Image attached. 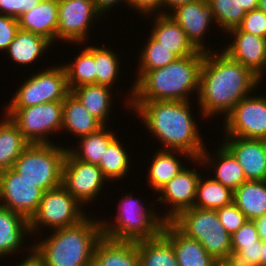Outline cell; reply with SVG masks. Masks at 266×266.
Returning <instances> with one entry per match:
<instances>
[{
	"instance_id": "bcb514c9",
	"label": "cell",
	"mask_w": 266,
	"mask_h": 266,
	"mask_svg": "<svg viewBox=\"0 0 266 266\" xmlns=\"http://www.w3.org/2000/svg\"><path fill=\"white\" fill-rule=\"evenodd\" d=\"M124 2L126 3L127 8L129 7L130 0H93V4L95 5V8L97 12L103 17H105V14L109 12L111 9H113L114 5L117 6V3ZM110 9V10H109Z\"/></svg>"
},
{
	"instance_id": "b9f144b4",
	"label": "cell",
	"mask_w": 266,
	"mask_h": 266,
	"mask_svg": "<svg viewBox=\"0 0 266 266\" xmlns=\"http://www.w3.org/2000/svg\"><path fill=\"white\" fill-rule=\"evenodd\" d=\"M261 242L243 245L233 256L232 262L239 266H261Z\"/></svg>"
},
{
	"instance_id": "ab89813d",
	"label": "cell",
	"mask_w": 266,
	"mask_h": 266,
	"mask_svg": "<svg viewBox=\"0 0 266 266\" xmlns=\"http://www.w3.org/2000/svg\"><path fill=\"white\" fill-rule=\"evenodd\" d=\"M216 213L221 224L230 235L235 233L247 221L245 214L234 203L216 209Z\"/></svg>"
},
{
	"instance_id": "7c38bea8",
	"label": "cell",
	"mask_w": 266,
	"mask_h": 266,
	"mask_svg": "<svg viewBox=\"0 0 266 266\" xmlns=\"http://www.w3.org/2000/svg\"><path fill=\"white\" fill-rule=\"evenodd\" d=\"M107 182L98 165L82 162L67 151L62 185L82 206L96 200Z\"/></svg>"
},
{
	"instance_id": "3957f363",
	"label": "cell",
	"mask_w": 266,
	"mask_h": 266,
	"mask_svg": "<svg viewBox=\"0 0 266 266\" xmlns=\"http://www.w3.org/2000/svg\"><path fill=\"white\" fill-rule=\"evenodd\" d=\"M203 60L204 52L198 50L194 55L177 58L162 68L137 72L125 105L129 107L131 101H190V95L195 91L198 97Z\"/></svg>"
},
{
	"instance_id": "7bdbcfd3",
	"label": "cell",
	"mask_w": 266,
	"mask_h": 266,
	"mask_svg": "<svg viewBox=\"0 0 266 266\" xmlns=\"http://www.w3.org/2000/svg\"><path fill=\"white\" fill-rule=\"evenodd\" d=\"M42 0H0V14L19 18Z\"/></svg>"
},
{
	"instance_id": "f5cc1de1",
	"label": "cell",
	"mask_w": 266,
	"mask_h": 266,
	"mask_svg": "<svg viewBox=\"0 0 266 266\" xmlns=\"http://www.w3.org/2000/svg\"><path fill=\"white\" fill-rule=\"evenodd\" d=\"M258 9L266 14V0H259Z\"/></svg>"
},
{
	"instance_id": "1f68e13d",
	"label": "cell",
	"mask_w": 266,
	"mask_h": 266,
	"mask_svg": "<svg viewBox=\"0 0 266 266\" xmlns=\"http://www.w3.org/2000/svg\"><path fill=\"white\" fill-rule=\"evenodd\" d=\"M136 243L140 266H178L173 246L162 233Z\"/></svg>"
},
{
	"instance_id": "7a4b0ae2",
	"label": "cell",
	"mask_w": 266,
	"mask_h": 266,
	"mask_svg": "<svg viewBox=\"0 0 266 266\" xmlns=\"http://www.w3.org/2000/svg\"><path fill=\"white\" fill-rule=\"evenodd\" d=\"M191 101H131L130 111L142 120L153 139L161 142L162 150H179L194 159L205 150L203 136L192 116Z\"/></svg>"
},
{
	"instance_id": "8992f818",
	"label": "cell",
	"mask_w": 266,
	"mask_h": 266,
	"mask_svg": "<svg viewBox=\"0 0 266 266\" xmlns=\"http://www.w3.org/2000/svg\"><path fill=\"white\" fill-rule=\"evenodd\" d=\"M171 222L187 237L199 241L217 262L232 260L231 235L221 224L216 210L192 207Z\"/></svg>"
},
{
	"instance_id": "e575fe53",
	"label": "cell",
	"mask_w": 266,
	"mask_h": 266,
	"mask_svg": "<svg viewBox=\"0 0 266 266\" xmlns=\"http://www.w3.org/2000/svg\"><path fill=\"white\" fill-rule=\"evenodd\" d=\"M131 160L129 153L116 137L105 149L98 167L101 169L103 176L108 181H119L126 176L131 169Z\"/></svg>"
},
{
	"instance_id": "9a60e30c",
	"label": "cell",
	"mask_w": 266,
	"mask_h": 266,
	"mask_svg": "<svg viewBox=\"0 0 266 266\" xmlns=\"http://www.w3.org/2000/svg\"><path fill=\"white\" fill-rule=\"evenodd\" d=\"M195 169L185 167L158 192V200L166 203L170 209L161 216L165 222H171L182 211L194 207L198 181L202 174ZM170 204V205H169Z\"/></svg>"
},
{
	"instance_id": "74e56055",
	"label": "cell",
	"mask_w": 266,
	"mask_h": 266,
	"mask_svg": "<svg viewBox=\"0 0 266 266\" xmlns=\"http://www.w3.org/2000/svg\"><path fill=\"white\" fill-rule=\"evenodd\" d=\"M212 7L217 27L222 28L224 33L237 28L246 11L241 6L239 0H207Z\"/></svg>"
},
{
	"instance_id": "6da1fadb",
	"label": "cell",
	"mask_w": 266,
	"mask_h": 266,
	"mask_svg": "<svg viewBox=\"0 0 266 266\" xmlns=\"http://www.w3.org/2000/svg\"><path fill=\"white\" fill-rule=\"evenodd\" d=\"M220 51L204 52L196 98L203 119L220 117V114L225 118L241 99L252 95L262 81L250 69Z\"/></svg>"
},
{
	"instance_id": "9c48e42d",
	"label": "cell",
	"mask_w": 266,
	"mask_h": 266,
	"mask_svg": "<svg viewBox=\"0 0 266 266\" xmlns=\"http://www.w3.org/2000/svg\"><path fill=\"white\" fill-rule=\"evenodd\" d=\"M10 98L7 107H29L47 102H60L71 93L64 66L38 70L30 75Z\"/></svg>"
},
{
	"instance_id": "277c9868",
	"label": "cell",
	"mask_w": 266,
	"mask_h": 266,
	"mask_svg": "<svg viewBox=\"0 0 266 266\" xmlns=\"http://www.w3.org/2000/svg\"><path fill=\"white\" fill-rule=\"evenodd\" d=\"M89 216L78 224L50 231L46 238L34 242L33 258L41 266H92L103 231L101 218Z\"/></svg>"
},
{
	"instance_id": "f35d334b",
	"label": "cell",
	"mask_w": 266,
	"mask_h": 266,
	"mask_svg": "<svg viewBox=\"0 0 266 266\" xmlns=\"http://www.w3.org/2000/svg\"><path fill=\"white\" fill-rule=\"evenodd\" d=\"M228 32H248L266 38V14L258 8L251 10L237 28Z\"/></svg>"
},
{
	"instance_id": "44dd1931",
	"label": "cell",
	"mask_w": 266,
	"mask_h": 266,
	"mask_svg": "<svg viewBox=\"0 0 266 266\" xmlns=\"http://www.w3.org/2000/svg\"><path fill=\"white\" fill-rule=\"evenodd\" d=\"M59 0H42L18 18L19 29L41 35L52 43L57 40Z\"/></svg>"
},
{
	"instance_id": "e0dca14e",
	"label": "cell",
	"mask_w": 266,
	"mask_h": 266,
	"mask_svg": "<svg viewBox=\"0 0 266 266\" xmlns=\"http://www.w3.org/2000/svg\"><path fill=\"white\" fill-rule=\"evenodd\" d=\"M222 144L241 165L246 180H266V140L223 136Z\"/></svg>"
},
{
	"instance_id": "52a82bcc",
	"label": "cell",
	"mask_w": 266,
	"mask_h": 266,
	"mask_svg": "<svg viewBox=\"0 0 266 266\" xmlns=\"http://www.w3.org/2000/svg\"><path fill=\"white\" fill-rule=\"evenodd\" d=\"M67 151V147L56 143H30L12 168L45 192L62 185L63 164Z\"/></svg>"
},
{
	"instance_id": "30bf717a",
	"label": "cell",
	"mask_w": 266,
	"mask_h": 266,
	"mask_svg": "<svg viewBox=\"0 0 266 266\" xmlns=\"http://www.w3.org/2000/svg\"><path fill=\"white\" fill-rule=\"evenodd\" d=\"M82 208L63 185L45 191L38 209L29 220L30 233L36 234L44 226L56 230L78 224L88 215Z\"/></svg>"
},
{
	"instance_id": "d4e9b609",
	"label": "cell",
	"mask_w": 266,
	"mask_h": 266,
	"mask_svg": "<svg viewBox=\"0 0 266 266\" xmlns=\"http://www.w3.org/2000/svg\"><path fill=\"white\" fill-rule=\"evenodd\" d=\"M178 154V155H177ZM185 156L190 161L194 158L183 151L179 150H162L158 149L152 156V162L148 168V184L152 187L154 192H158L164 185H166L173 177L179 174L186 166H183V162L178 158ZM192 159V160H191Z\"/></svg>"
},
{
	"instance_id": "816d5d0a",
	"label": "cell",
	"mask_w": 266,
	"mask_h": 266,
	"mask_svg": "<svg viewBox=\"0 0 266 266\" xmlns=\"http://www.w3.org/2000/svg\"><path fill=\"white\" fill-rule=\"evenodd\" d=\"M261 266H266V240L261 242Z\"/></svg>"
},
{
	"instance_id": "836d02e7",
	"label": "cell",
	"mask_w": 266,
	"mask_h": 266,
	"mask_svg": "<svg viewBox=\"0 0 266 266\" xmlns=\"http://www.w3.org/2000/svg\"><path fill=\"white\" fill-rule=\"evenodd\" d=\"M70 92L79 86L96 84L94 46H87L70 63L63 64Z\"/></svg>"
},
{
	"instance_id": "d6986e66",
	"label": "cell",
	"mask_w": 266,
	"mask_h": 266,
	"mask_svg": "<svg viewBox=\"0 0 266 266\" xmlns=\"http://www.w3.org/2000/svg\"><path fill=\"white\" fill-rule=\"evenodd\" d=\"M161 233L172 244L178 266H217L199 241L187 237L172 222H165Z\"/></svg>"
},
{
	"instance_id": "f907efd6",
	"label": "cell",
	"mask_w": 266,
	"mask_h": 266,
	"mask_svg": "<svg viewBox=\"0 0 266 266\" xmlns=\"http://www.w3.org/2000/svg\"><path fill=\"white\" fill-rule=\"evenodd\" d=\"M241 6L244 8L246 12H249L251 10L258 8V2L259 0H239Z\"/></svg>"
},
{
	"instance_id": "484cf974",
	"label": "cell",
	"mask_w": 266,
	"mask_h": 266,
	"mask_svg": "<svg viewBox=\"0 0 266 266\" xmlns=\"http://www.w3.org/2000/svg\"><path fill=\"white\" fill-rule=\"evenodd\" d=\"M103 125L70 93L63 101L62 128L74 137L97 132Z\"/></svg>"
},
{
	"instance_id": "681fc988",
	"label": "cell",
	"mask_w": 266,
	"mask_h": 266,
	"mask_svg": "<svg viewBox=\"0 0 266 266\" xmlns=\"http://www.w3.org/2000/svg\"><path fill=\"white\" fill-rule=\"evenodd\" d=\"M27 257L23 258L21 262L16 266H41L34 258H33V246H29V251L27 252ZM31 253V254H30ZM25 259V260H24Z\"/></svg>"
},
{
	"instance_id": "5bb4252c",
	"label": "cell",
	"mask_w": 266,
	"mask_h": 266,
	"mask_svg": "<svg viewBox=\"0 0 266 266\" xmlns=\"http://www.w3.org/2000/svg\"><path fill=\"white\" fill-rule=\"evenodd\" d=\"M43 191L13 168L0 172V206L30 220L35 214Z\"/></svg>"
},
{
	"instance_id": "ac0fdd59",
	"label": "cell",
	"mask_w": 266,
	"mask_h": 266,
	"mask_svg": "<svg viewBox=\"0 0 266 266\" xmlns=\"http://www.w3.org/2000/svg\"><path fill=\"white\" fill-rule=\"evenodd\" d=\"M230 42L222 49L230 58L250 69L261 80L266 72V38L248 32H227Z\"/></svg>"
},
{
	"instance_id": "d590c367",
	"label": "cell",
	"mask_w": 266,
	"mask_h": 266,
	"mask_svg": "<svg viewBox=\"0 0 266 266\" xmlns=\"http://www.w3.org/2000/svg\"><path fill=\"white\" fill-rule=\"evenodd\" d=\"M118 56L106 46H94L96 84L112 87L119 82L121 59Z\"/></svg>"
},
{
	"instance_id": "db71d44e",
	"label": "cell",
	"mask_w": 266,
	"mask_h": 266,
	"mask_svg": "<svg viewBox=\"0 0 266 266\" xmlns=\"http://www.w3.org/2000/svg\"><path fill=\"white\" fill-rule=\"evenodd\" d=\"M217 266H239V265H236L232 261H224V262H218Z\"/></svg>"
},
{
	"instance_id": "8fae6325",
	"label": "cell",
	"mask_w": 266,
	"mask_h": 266,
	"mask_svg": "<svg viewBox=\"0 0 266 266\" xmlns=\"http://www.w3.org/2000/svg\"><path fill=\"white\" fill-rule=\"evenodd\" d=\"M224 136L266 140V96L241 99L224 118Z\"/></svg>"
},
{
	"instance_id": "60d3db41",
	"label": "cell",
	"mask_w": 266,
	"mask_h": 266,
	"mask_svg": "<svg viewBox=\"0 0 266 266\" xmlns=\"http://www.w3.org/2000/svg\"><path fill=\"white\" fill-rule=\"evenodd\" d=\"M232 256L243 246L255 244L260 237L254 221L247 220L235 233L230 236Z\"/></svg>"
},
{
	"instance_id": "ee69618b",
	"label": "cell",
	"mask_w": 266,
	"mask_h": 266,
	"mask_svg": "<svg viewBox=\"0 0 266 266\" xmlns=\"http://www.w3.org/2000/svg\"><path fill=\"white\" fill-rule=\"evenodd\" d=\"M19 30L18 19L0 14V51L7 50Z\"/></svg>"
},
{
	"instance_id": "c3c4849f",
	"label": "cell",
	"mask_w": 266,
	"mask_h": 266,
	"mask_svg": "<svg viewBox=\"0 0 266 266\" xmlns=\"http://www.w3.org/2000/svg\"><path fill=\"white\" fill-rule=\"evenodd\" d=\"M253 221L256 225L257 232H258L260 239L262 241H265L266 240V214H264L261 217L256 218Z\"/></svg>"
},
{
	"instance_id": "83f0119b",
	"label": "cell",
	"mask_w": 266,
	"mask_h": 266,
	"mask_svg": "<svg viewBox=\"0 0 266 266\" xmlns=\"http://www.w3.org/2000/svg\"><path fill=\"white\" fill-rule=\"evenodd\" d=\"M111 87L100 84H88L74 88L71 93L103 126L109 125L112 99ZM110 110V111H109Z\"/></svg>"
},
{
	"instance_id": "ba28073f",
	"label": "cell",
	"mask_w": 266,
	"mask_h": 266,
	"mask_svg": "<svg viewBox=\"0 0 266 266\" xmlns=\"http://www.w3.org/2000/svg\"><path fill=\"white\" fill-rule=\"evenodd\" d=\"M4 113L29 143L55 144L48 136L62 128L63 101L29 107H5Z\"/></svg>"
},
{
	"instance_id": "4dcf8cb0",
	"label": "cell",
	"mask_w": 266,
	"mask_h": 266,
	"mask_svg": "<svg viewBox=\"0 0 266 266\" xmlns=\"http://www.w3.org/2000/svg\"><path fill=\"white\" fill-rule=\"evenodd\" d=\"M103 126L97 132L80 137L77 148H67L78 160L94 165H99L105 149L117 137L115 131Z\"/></svg>"
},
{
	"instance_id": "2e32d148",
	"label": "cell",
	"mask_w": 266,
	"mask_h": 266,
	"mask_svg": "<svg viewBox=\"0 0 266 266\" xmlns=\"http://www.w3.org/2000/svg\"><path fill=\"white\" fill-rule=\"evenodd\" d=\"M169 15L185 31L188 40L197 50L203 52L213 51V49L206 47L207 45L203 43L206 32L211 29L212 22L216 24L212 7L207 0H198L179 6L170 12Z\"/></svg>"
},
{
	"instance_id": "4316f807",
	"label": "cell",
	"mask_w": 266,
	"mask_h": 266,
	"mask_svg": "<svg viewBox=\"0 0 266 266\" xmlns=\"http://www.w3.org/2000/svg\"><path fill=\"white\" fill-rule=\"evenodd\" d=\"M51 41L41 35L19 29L15 38L6 50L10 59L17 65L35 64L47 52Z\"/></svg>"
},
{
	"instance_id": "f546056e",
	"label": "cell",
	"mask_w": 266,
	"mask_h": 266,
	"mask_svg": "<svg viewBox=\"0 0 266 266\" xmlns=\"http://www.w3.org/2000/svg\"><path fill=\"white\" fill-rule=\"evenodd\" d=\"M29 144L18 127L5 115L4 120H0V172L12 168Z\"/></svg>"
},
{
	"instance_id": "4fadbf2b",
	"label": "cell",
	"mask_w": 266,
	"mask_h": 266,
	"mask_svg": "<svg viewBox=\"0 0 266 266\" xmlns=\"http://www.w3.org/2000/svg\"><path fill=\"white\" fill-rule=\"evenodd\" d=\"M99 17L102 18L93 1L59 0L57 42L62 40L68 44L74 42L84 45L92 24L95 19L98 23Z\"/></svg>"
},
{
	"instance_id": "ffe728a7",
	"label": "cell",
	"mask_w": 266,
	"mask_h": 266,
	"mask_svg": "<svg viewBox=\"0 0 266 266\" xmlns=\"http://www.w3.org/2000/svg\"><path fill=\"white\" fill-rule=\"evenodd\" d=\"M220 146L221 147L219 149L217 148V151H215L216 153L213 152L214 155H211L207 151L208 148L205 147V150L202 152L201 156L197 159H194L193 162L195 164L197 162L199 165H204L205 170L208 166L209 167L207 170L209 168H213V173L215 174L213 179L225 187H228L232 191H235L246 181V177L241 165L238 163L232 153L223 144H220Z\"/></svg>"
},
{
	"instance_id": "8d00e7d4",
	"label": "cell",
	"mask_w": 266,
	"mask_h": 266,
	"mask_svg": "<svg viewBox=\"0 0 266 266\" xmlns=\"http://www.w3.org/2000/svg\"><path fill=\"white\" fill-rule=\"evenodd\" d=\"M138 58L139 67L137 72H148L162 68L175 61L178 57L149 35V39L147 38Z\"/></svg>"
},
{
	"instance_id": "603a6c76",
	"label": "cell",
	"mask_w": 266,
	"mask_h": 266,
	"mask_svg": "<svg viewBox=\"0 0 266 266\" xmlns=\"http://www.w3.org/2000/svg\"><path fill=\"white\" fill-rule=\"evenodd\" d=\"M92 266H140L137 243L103 236L95 247Z\"/></svg>"
},
{
	"instance_id": "f1b7e54d",
	"label": "cell",
	"mask_w": 266,
	"mask_h": 266,
	"mask_svg": "<svg viewBox=\"0 0 266 266\" xmlns=\"http://www.w3.org/2000/svg\"><path fill=\"white\" fill-rule=\"evenodd\" d=\"M233 203L247 220L253 221L266 214V180H246L234 191Z\"/></svg>"
},
{
	"instance_id": "d6a6232c",
	"label": "cell",
	"mask_w": 266,
	"mask_h": 266,
	"mask_svg": "<svg viewBox=\"0 0 266 266\" xmlns=\"http://www.w3.org/2000/svg\"><path fill=\"white\" fill-rule=\"evenodd\" d=\"M231 189L209 177H200L197 185L194 207L200 209L216 210L233 203Z\"/></svg>"
},
{
	"instance_id": "5b68a950",
	"label": "cell",
	"mask_w": 266,
	"mask_h": 266,
	"mask_svg": "<svg viewBox=\"0 0 266 266\" xmlns=\"http://www.w3.org/2000/svg\"><path fill=\"white\" fill-rule=\"evenodd\" d=\"M134 194H124L118 202L115 219L107 221L101 218L103 236L117 241L138 242L157 237L165 221L157 215L153 206L145 208L141 198L133 197ZM152 209V210H151Z\"/></svg>"
},
{
	"instance_id": "cb8c5ba5",
	"label": "cell",
	"mask_w": 266,
	"mask_h": 266,
	"mask_svg": "<svg viewBox=\"0 0 266 266\" xmlns=\"http://www.w3.org/2000/svg\"><path fill=\"white\" fill-rule=\"evenodd\" d=\"M31 235L29 220L22 215L0 206V259L4 256L20 252L24 236Z\"/></svg>"
},
{
	"instance_id": "7402d4cb",
	"label": "cell",
	"mask_w": 266,
	"mask_h": 266,
	"mask_svg": "<svg viewBox=\"0 0 266 266\" xmlns=\"http://www.w3.org/2000/svg\"><path fill=\"white\" fill-rule=\"evenodd\" d=\"M153 26L151 36L161 46L169 49L178 58L194 55L198 50L188 40L185 31L170 15H152Z\"/></svg>"
},
{
	"instance_id": "f6af8a7d",
	"label": "cell",
	"mask_w": 266,
	"mask_h": 266,
	"mask_svg": "<svg viewBox=\"0 0 266 266\" xmlns=\"http://www.w3.org/2000/svg\"><path fill=\"white\" fill-rule=\"evenodd\" d=\"M163 0H130L129 8L136 10L142 16L162 14ZM144 14V15H143Z\"/></svg>"
},
{
	"instance_id": "7dc6e473",
	"label": "cell",
	"mask_w": 266,
	"mask_h": 266,
	"mask_svg": "<svg viewBox=\"0 0 266 266\" xmlns=\"http://www.w3.org/2000/svg\"><path fill=\"white\" fill-rule=\"evenodd\" d=\"M195 1H198V0H163L162 14L169 15L170 11L175 10L177 7L185 5L187 3L195 2Z\"/></svg>"
}]
</instances>
